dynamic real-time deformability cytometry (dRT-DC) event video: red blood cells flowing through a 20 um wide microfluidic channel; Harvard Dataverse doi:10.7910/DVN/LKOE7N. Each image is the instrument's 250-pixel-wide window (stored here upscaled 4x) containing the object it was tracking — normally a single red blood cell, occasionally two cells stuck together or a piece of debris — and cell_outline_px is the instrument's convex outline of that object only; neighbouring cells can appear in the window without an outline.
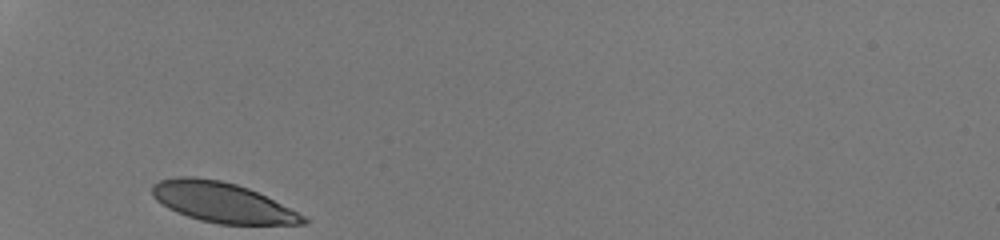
{"species": "human", "species_latin": "Homo sapiens", "temperature_condition": "room temperature", "stored_images_in_passage": 26, "camera_frame_rate_fps": 3000, "um_per_image_px": 0.085, "donor": {"sex": "male"}, "frame": {"image": 1, "passage_image": 1, "time_ms": 0.0, "image_size_px": [1000, 240], "cell_outline_px": [[308, 224], [220, 224], [200, 220], [176, 212], [168, 208], [156, 200], [152, 196], [152, 184], [160, 180], [176, 176], [192, 176], [220, 180], [236, 184], [248, 188], [304, 216], [308, 220]], "centroid_in_image_um": [18.82, 17.19], "position_along_channel_um": 66.2, "area_um2": 34.85}}
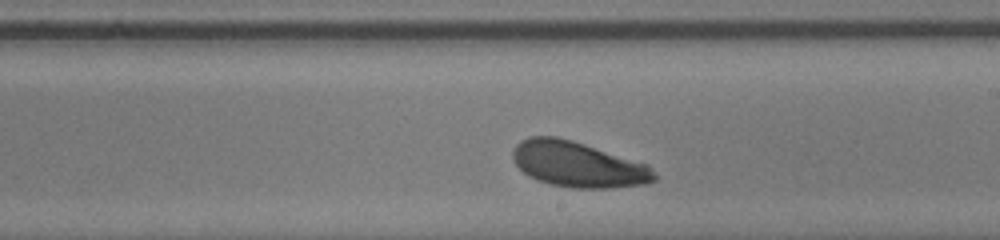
{"frame": {"image": 2, "passage_image": 15, "time_ms": 4.667, "image_size_px": [1000, 240], "cell_outline_px": [[656, 180], [644, 184], [608, 188], [576, 188], [552, 184], [528, 176], [516, 164], [512, 156], [512, 152], [516, 144], [520, 140], [532, 136], [556, 136], [572, 140], [648, 164], [652, 168], [656, 176]], "centroid_in_image_um": [49.13, 13.96], "position_along_channel_um": 239.9, "area_um2": 37.34}}
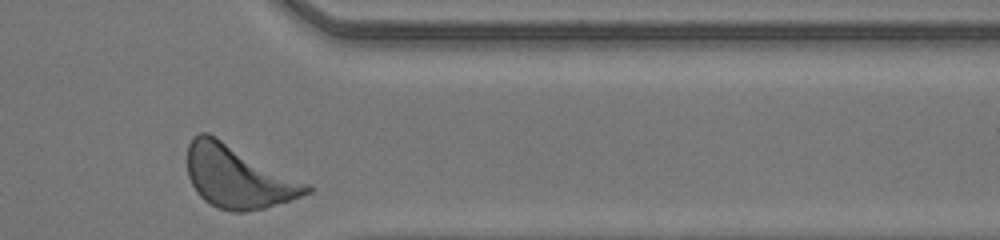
{"frame": {"image": 3, "passage_image": 26, "time_ms": 8.333, "image_size_px": [1000, 240], "cell_outline_px": [[316, 188], [312, 192], [264, 208], [244, 212], [232, 212], [220, 208], [204, 200], [196, 192], [188, 176], [188, 144], [192, 136], [200, 132], [208, 132], [312, 184]], "centroid_in_image_um": [20.27, 15.0], "position_along_channel_um": 391.1, "area_um2": 43.81}, "authors_computed_cell_mechanics": {"area_um2": 37.5122, "velocity_mm_per_s": 4.1578, "shape_relaxation_time_tau1_ms": 1.9944, "shape_relaxation_time_tau2_ms": null, "deformation_change_tau1": 0.1066, "deformation_change_tau2": null}}